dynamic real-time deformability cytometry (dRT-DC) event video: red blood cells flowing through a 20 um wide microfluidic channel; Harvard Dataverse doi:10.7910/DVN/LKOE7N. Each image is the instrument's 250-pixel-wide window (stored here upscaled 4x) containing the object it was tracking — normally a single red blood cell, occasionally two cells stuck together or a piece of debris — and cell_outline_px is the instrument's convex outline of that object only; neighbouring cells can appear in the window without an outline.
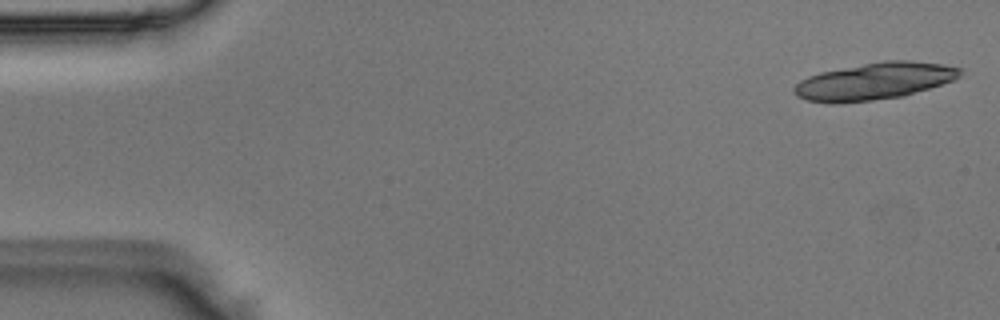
{"species": "Egyptian fruit bat (a non-hibernating species)", "species_latin": "Rousettus aegyptiacus", "temperature_condition": "room temperature", "stored_images_in_passage": 16, "camera_frame_rate_fps": 3000, "um_per_image_px": 0.085, "animal": {"sex": "male"}, "frame": {"image": 1, "passage_image": 1, "time_ms": 0.0, "image_size_px": [1000, 320], "cell_outline_px": [[964, 68], [960, 76], [952, 80], [904, 96], [840, 104], [828, 104], [808, 100], [796, 96], [792, 92], [792, 88], [800, 80], [808, 76], [820, 72], [884, 60], [908, 60], [944, 64]], "centroid_in_image_um": [74.29, 6.91], "position_along_channel_um": 10.7, "area_um2": 35.95}}